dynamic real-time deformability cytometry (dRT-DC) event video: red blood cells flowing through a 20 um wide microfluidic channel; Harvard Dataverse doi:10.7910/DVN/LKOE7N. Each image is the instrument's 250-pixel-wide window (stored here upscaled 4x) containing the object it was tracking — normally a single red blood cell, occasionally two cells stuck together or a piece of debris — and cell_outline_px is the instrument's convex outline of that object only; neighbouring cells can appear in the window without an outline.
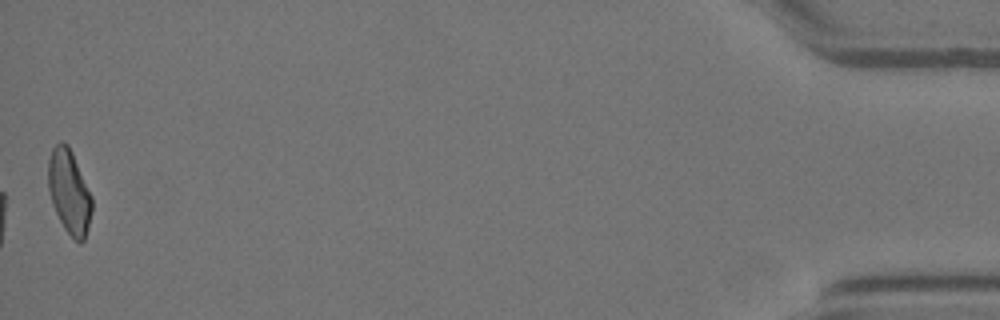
{"species": "Egyptian fruit bat (a non-hibernating species)", "species_latin": "Rousettus aegyptiacus", "temperature_condition": "warm", "stored_images_in_passage": 44, "camera_frame_rate_fps": 3000, "um_per_image_px": 0.085, "animal": {"sex": "female"}, "frame": {"image": 1, "passage_image": 44, "time_ms": 14.333, "image_size_px": [1000, 320], "cell_outline_px": [[92, 212], [88, 228], [84, 240], [80, 244], [64, 228], [52, 204], [48, 188], [48, 160], [52, 148], [60, 140], [68, 144], [72, 152], [92, 196]], "centroid_in_image_um": [5.88, 16.28], "position_along_channel_um": 429.3, "area_um2": 21.39}, "authors_computed_cell_mechanics": {"area_um2": 19.5653, "velocity_mm_per_s": 3.9703, "shape_relaxation_time_tau1_ms": 3.9902, "shape_relaxation_time_tau2_ms": 1.0888, "deformation_change_tau1": 0.1747, "deformation_change_tau2": 0.0621}}